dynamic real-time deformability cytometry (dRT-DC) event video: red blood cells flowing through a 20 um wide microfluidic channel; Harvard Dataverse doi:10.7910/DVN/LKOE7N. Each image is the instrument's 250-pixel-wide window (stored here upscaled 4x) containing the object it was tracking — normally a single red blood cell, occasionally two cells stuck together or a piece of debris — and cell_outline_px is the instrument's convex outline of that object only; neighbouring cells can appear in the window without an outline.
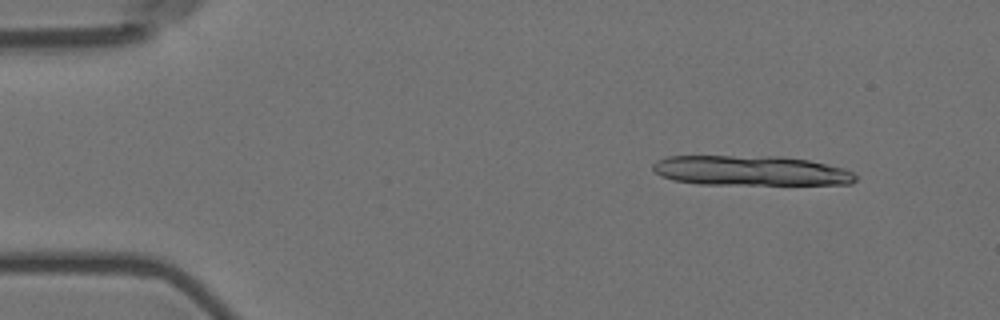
{"species": "Egyptian fruit bat (a non-hibernating species)", "species_latin": "Rousettus aegyptiacus", "temperature_condition": "room temperature", "stored_images_in_passage": 5, "camera_frame_rate_fps": 3000, "um_per_image_px": 0.085, "animal": {"sex": "female"}, "frame": {"image": 1, "passage_image": 2, "time_ms": 0.333, "image_size_px": [1000, 320], "cell_outline_px": [[856, 180], [852, 184], [700, 184], [672, 180], [660, 176], [652, 168], [652, 164], [656, 160], [668, 156], [780, 156], [808, 160], [844, 168], [852, 172], [856, 176]], "centroid_in_image_um": [63.78, 14.5], "position_along_channel_um": 21.2, "area_um2": 35.43}}
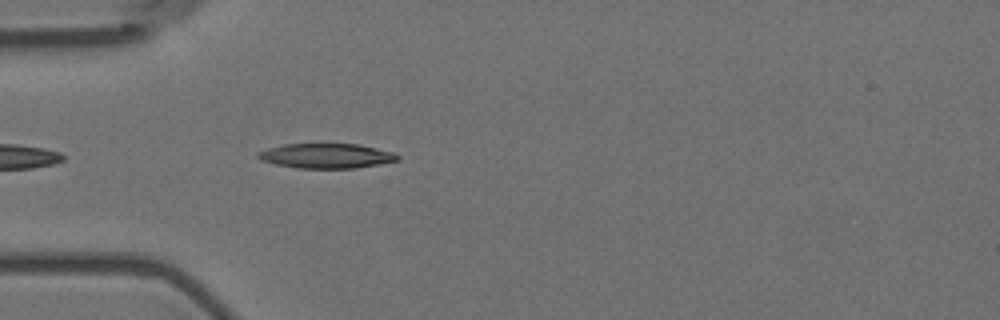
{"frame": {"image": 2, "passage_image": 5, "time_ms": 1.333, "image_size_px": [1000, 320], "cell_outline_px": [[400, 160], [356, 168], [300, 168], [276, 164], [260, 160], [256, 156], [256, 152], [268, 148], [284, 144], [360, 144], [396, 152], [400, 156]], "centroid_in_image_um": [27.77, 13.24], "position_along_channel_um": 57.2, "area_um2": 20.29}}